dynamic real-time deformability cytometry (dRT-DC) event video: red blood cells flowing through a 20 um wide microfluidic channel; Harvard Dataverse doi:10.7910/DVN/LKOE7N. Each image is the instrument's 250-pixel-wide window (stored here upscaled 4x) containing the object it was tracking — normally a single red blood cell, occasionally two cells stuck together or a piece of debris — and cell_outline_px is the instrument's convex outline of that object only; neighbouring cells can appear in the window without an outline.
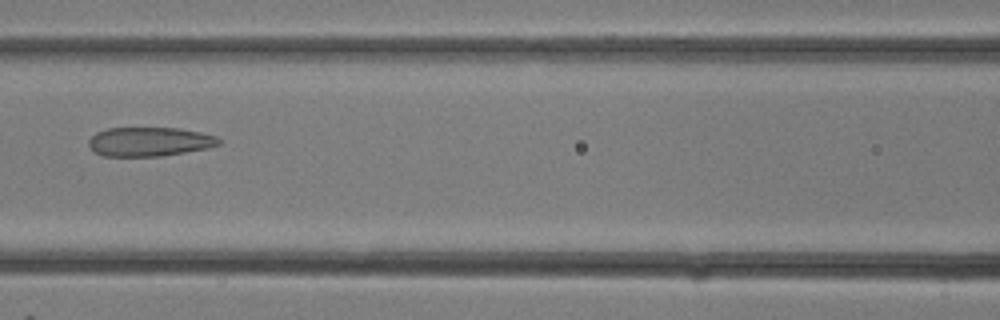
{"species": "common noctule bat (a hibernating species)", "species_latin": "Nyctalus noctula", "temperature_condition": "room temperature", "stored_images_in_passage": 13, "camera_frame_rate_fps": 3000, "um_per_image_px": 0.085, "animal": {"sex": "female"}, "frame": {"image": 1, "passage_image": 5, "time_ms": 1.333, "image_size_px": [1000, 320], "cell_outline_px": [[220, 144], [208, 148], [164, 156], [104, 156], [92, 152], [88, 144], [88, 140], [96, 132], [108, 128], [180, 128], [200, 132], [216, 136], [220, 140]], "centroid_in_image_um": [12.68, 12.05], "position_along_channel_um": 153.9, "area_um2": 22.25}}
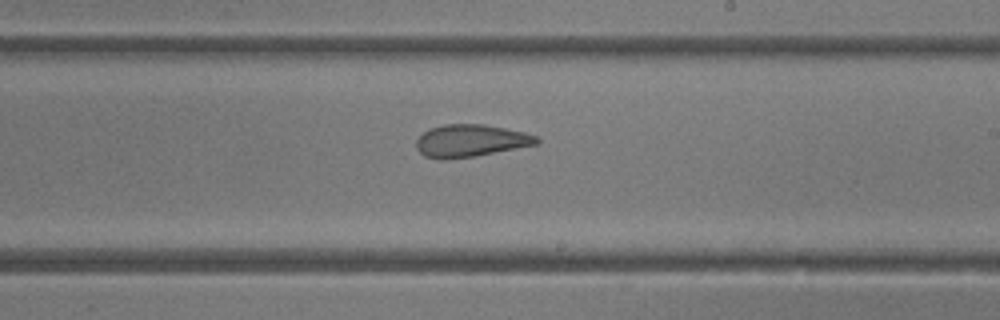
{"frame": {"image": 2, "passage_image": 9, "time_ms": 2.667, "image_size_px": [1000, 320], "cell_outline_px": [[540, 144], [476, 156], [444, 160], [440, 160], [424, 156], [416, 148], [416, 140], [428, 128], [444, 124], [484, 124], [524, 132], [536, 136], [540, 140]], "centroid_in_image_um": [39.99, 11.97], "position_along_channel_um": 249.0, "area_um2": 22.95}}
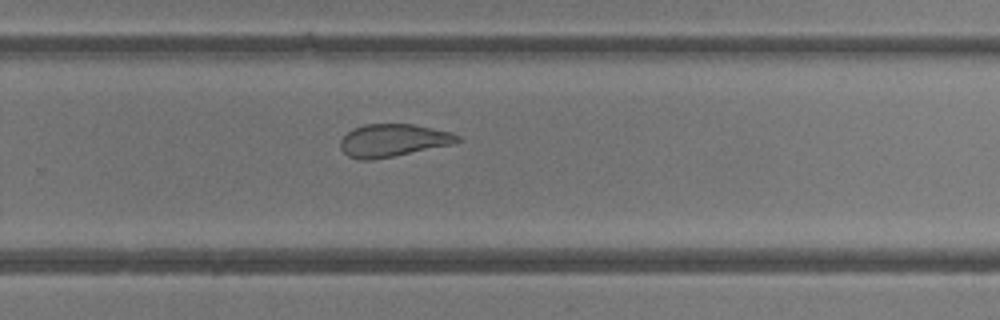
{"frame": {"image": 3, "passage_image": 11, "time_ms": 3.333, "image_size_px": [1000, 320], "cell_outline_px": [[460, 140], [456, 144], [372, 160], [360, 160], [348, 156], [340, 148], [340, 140], [352, 128], [364, 124], [412, 124], [452, 132], [460, 136]], "centroid_in_image_um": [33.42, 11.93], "position_along_channel_um": 296.4, "area_um2": 22.43}}